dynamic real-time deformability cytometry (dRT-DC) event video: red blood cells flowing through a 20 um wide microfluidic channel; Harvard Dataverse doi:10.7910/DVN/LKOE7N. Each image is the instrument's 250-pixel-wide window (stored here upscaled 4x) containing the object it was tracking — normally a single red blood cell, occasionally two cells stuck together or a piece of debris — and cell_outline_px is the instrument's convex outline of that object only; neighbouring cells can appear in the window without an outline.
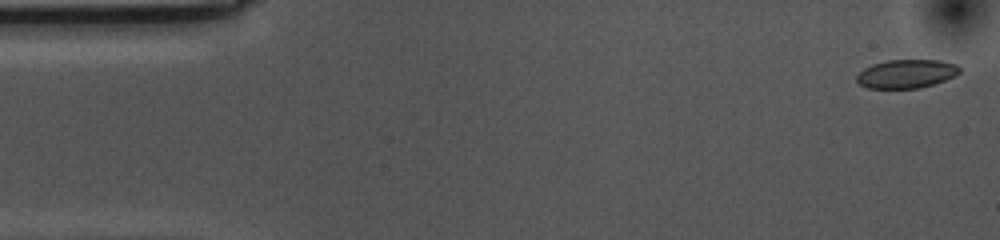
{"species": "common noctule bat (a hibernating species)", "species_latin": "Nyctalus noctula", "temperature_condition": "cold", "stored_images_in_passage": 55, "camera_frame_rate_fps": 3000, "um_per_image_px": 0.085, "animal": {"sex": "female", "body_mass_g": 10.0, "forearm_length_mm": 53.1}, "frame": {"image": 1, "passage_image": 1, "time_ms": 0.0, "image_size_px": [1000, 240], "cell_outline_px": [[960, 72], [956, 76], [920, 88], [868, 88], [860, 84], [856, 80], [856, 76], [864, 68], [872, 64], [888, 60], [940, 60], [956, 64], [960, 68]], "centroid_in_image_um": [77.05, 6.27], "position_along_channel_um": 8.0, "area_um2": 17.11}}
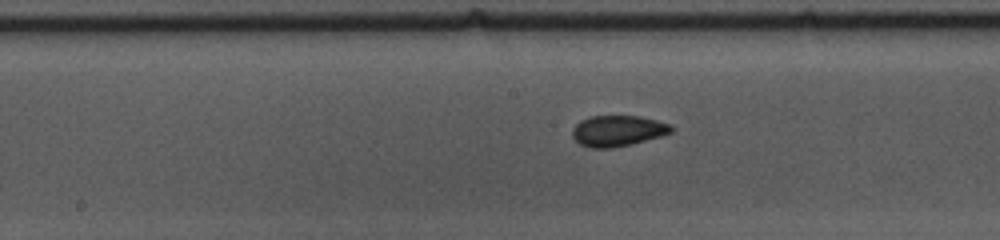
{"frame": {"image": 2, "passage_image": 26, "time_ms": 8.333, "image_size_px": [1000, 240], "cell_outline_px": [[672, 132], [660, 136], [632, 144], [612, 148], [592, 148], [580, 144], [572, 136], [572, 128], [580, 120], [588, 116], [640, 116], [672, 124]], "centroid_in_image_um": [52.49, 11.11], "position_along_channel_um": 195.7, "area_um2": 17.86}}
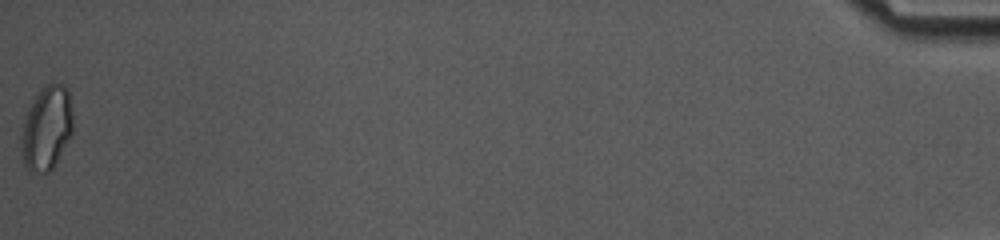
{"frame": {"image": 3, "passage_image": 55, "time_ms": 18.0, "image_size_px": [1000, 240], "cell_outline_px": [[72, 132], [56, 164], [48, 172], [28, 172], [24, 164], [20, 144], [20, 136], [28, 108], [44, 84], [64, 84], [68, 88], [72, 112]], "centroid_in_image_um": [3.95, 10.9], "position_along_channel_um": 431.2, "area_um2": 25.32}, "authors_computed_cell_mechanics": {"area_um2": 17.6868, "velocity_mm_per_s": 3.5359, "shape_relaxation_time_tau1_ms": 9.6382, "shape_relaxation_time_tau2_ms": 2.1164, "deformation_change_tau1": 0.1171, "deformation_change_tau2": 0.0636}}